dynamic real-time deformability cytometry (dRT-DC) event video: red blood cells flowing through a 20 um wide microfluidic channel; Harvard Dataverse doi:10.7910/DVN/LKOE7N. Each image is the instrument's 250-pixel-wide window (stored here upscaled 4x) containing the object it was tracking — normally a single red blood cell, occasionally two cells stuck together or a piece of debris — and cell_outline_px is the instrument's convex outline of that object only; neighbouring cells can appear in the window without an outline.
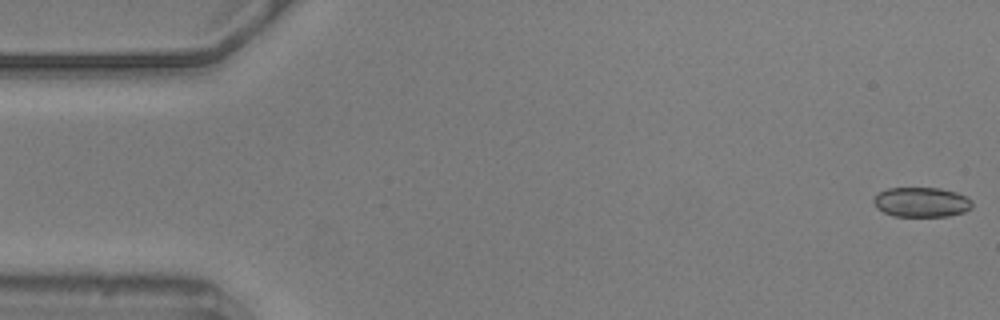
{"species": "common noctule bat (a hibernating species)", "species_latin": "Nyctalus noctula", "temperature_condition": "warm", "stored_images_in_passage": 10, "camera_frame_rate_fps": 3000, "um_per_image_px": 0.085, "animal": {"sex": "male", "body_mass_g": 20.5, "forearm_length_mm": 52.5}, "frame": {"image": 1, "passage_image": 1, "time_ms": 0.0, "image_size_px": [1000, 320], "cell_outline_px": [[972, 208], [964, 212], [948, 216], [892, 216], [876, 208], [872, 200], [880, 192], [888, 188], [940, 188], [956, 192], [968, 196], [972, 200]], "centroid_in_image_um": [78.35, 17.18], "position_along_channel_um": 6.7, "area_um2": 17.22}}